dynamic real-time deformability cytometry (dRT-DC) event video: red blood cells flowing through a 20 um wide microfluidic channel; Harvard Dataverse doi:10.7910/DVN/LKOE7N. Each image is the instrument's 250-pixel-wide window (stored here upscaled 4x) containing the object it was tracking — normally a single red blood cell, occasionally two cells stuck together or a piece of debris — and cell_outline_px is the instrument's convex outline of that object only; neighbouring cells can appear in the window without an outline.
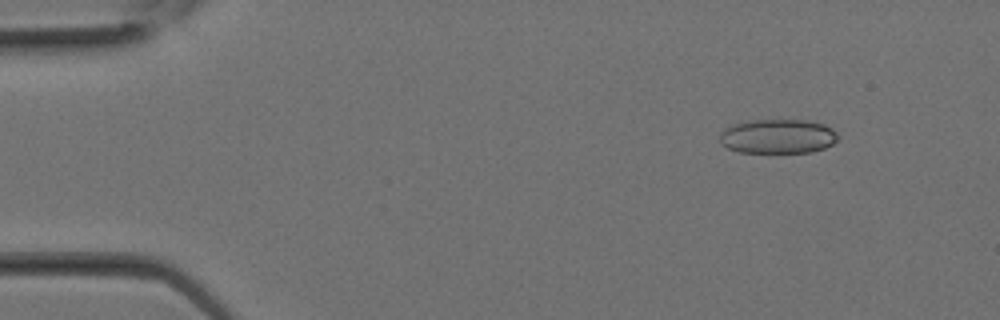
{"species": "Egyptian fruit bat (a non-hibernating species)", "species_latin": "Rousettus aegyptiacus", "temperature_condition": "room temperature", "stored_images_in_passage": 20, "camera_frame_rate_fps": 3000, "um_per_image_px": 0.085, "animal": {"sex": "female"}, "frame": {"image": 1, "passage_image": 3, "time_ms": 0.667, "image_size_px": [1000, 320], "cell_outline_px": [[836, 140], [832, 144], [824, 148], [812, 152], [740, 152], [728, 148], [720, 144], [720, 132], [724, 128], [736, 124], [756, 120], [808, 120], [824, 124], [832, 128], [836, 132]], "centroid_in_image_um": [66.11, 11.59], "position_along_channel_um": 18.9, "area_um2": 23.52}}
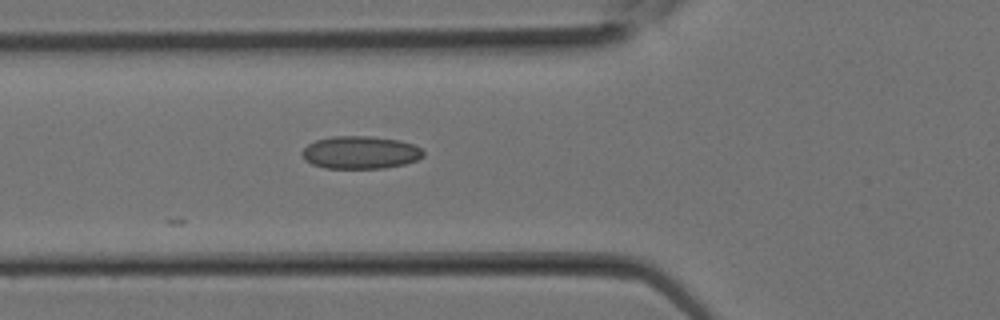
{"frame": {"image": 2, "passage_image": 10, "time_ms": 3.0, "image_size_px": [1000, 320], "cell_outline_px": [[424, 156], [416, 160], [404, 164], [384, 168], [324, 168], [312, 164], [304, 160], [300, 152], [308, 144], [316, 140], [332, 136], [372, 136], [400, 140], [412, 144], [420, 148], [424, 152]], "centroid_in_image_um": [30.61, 12.95], "position_along_channel_um": 95.2, "area_um2": 23.24}}
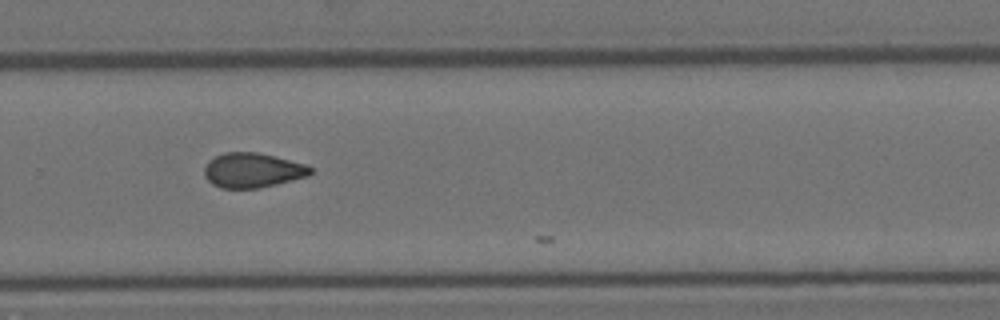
{"frame": {"image": 3, "passage_image": 19, "time_ms": 6.0, "image_size_px": [1000, 320], "cell_outline_px": [[312, 172], [308, 176], [260, 188], [220, 188], [212, 184], [204, 176], [204, 168], [208, 160], [224, 152], [256, 152], [276, 156], [304, 164], [312, 168]], "centroid_in_image_um": [21.44, 14.47], "position_along_channel_um": 308.4, "area_um2": 21.5}}